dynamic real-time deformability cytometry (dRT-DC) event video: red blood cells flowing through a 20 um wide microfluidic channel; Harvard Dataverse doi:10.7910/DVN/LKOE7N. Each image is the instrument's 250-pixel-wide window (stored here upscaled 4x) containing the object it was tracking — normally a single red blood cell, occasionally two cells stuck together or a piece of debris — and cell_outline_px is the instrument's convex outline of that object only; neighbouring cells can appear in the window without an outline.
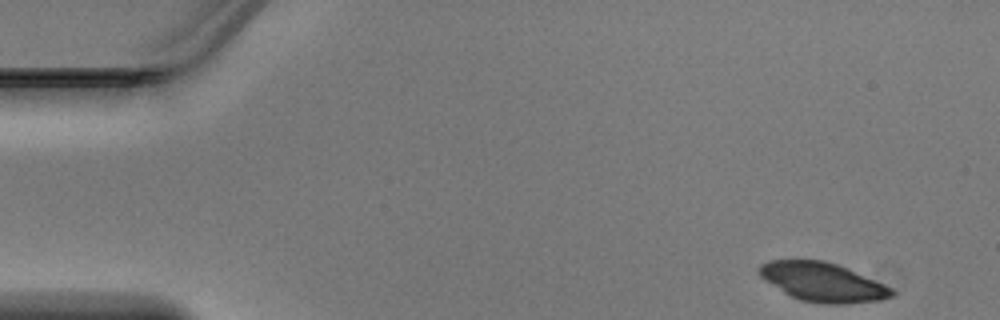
{"species": "Egyptian fruit bat (a non-hibernating species)", "species_latin": "Rousettus aegyptiacus", "temperature_condition": "warm", "stored_images_in_passage": 44, "camera_frame_rate_fps": 3000, "um_per_image_px": 0.085, "animal": {"sex": "male"}, "frame": {"image": 1, "passage_image": 1, "time_ms": 0.0, "image_size_px": [1000, 320], "cell_outline_px": [[896, 292], [892, 296], [880, 300], [844, 304], [828, 304], [800, 300], [784, 292], [760, 276], [756, 272], [756, 268], [760, 264], [768, 260], [824, 260], [836, 264], [884, 284], [892, 288]], "centroid_in_image_um": [69.9, 23.97], "position_along_channel_um": 15.1, "area_um2": 29.82}}
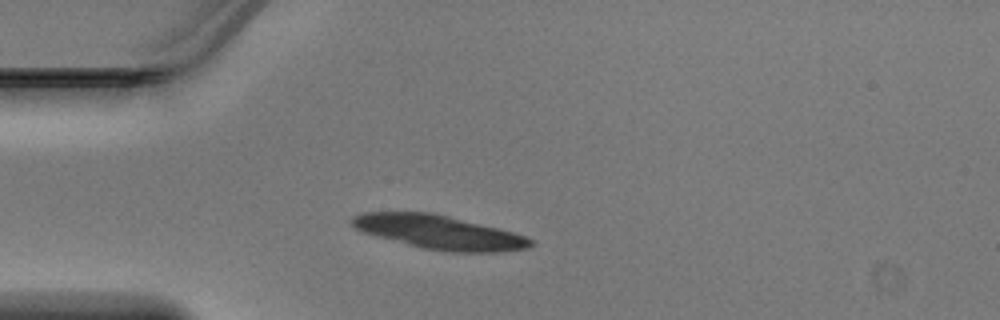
{"frame": {"image": 2, "passage_image": 10, "time_ms": 3.0, "image_size_px": [1000, 320], "cell_outline_px": [[532, 244], [524, 248], [496, 252], [452, 252], [424, 248], [376, 236], [364, 232], [356, 228], [352, 224], [352, 216], [364, 212], [432, 212], [512, 232], [524, 236], [532, 240]], "centroid_in_image_um": [37.27, 19.73], "position_along_channel_um": 47.7, "area_um2": 34.45}}